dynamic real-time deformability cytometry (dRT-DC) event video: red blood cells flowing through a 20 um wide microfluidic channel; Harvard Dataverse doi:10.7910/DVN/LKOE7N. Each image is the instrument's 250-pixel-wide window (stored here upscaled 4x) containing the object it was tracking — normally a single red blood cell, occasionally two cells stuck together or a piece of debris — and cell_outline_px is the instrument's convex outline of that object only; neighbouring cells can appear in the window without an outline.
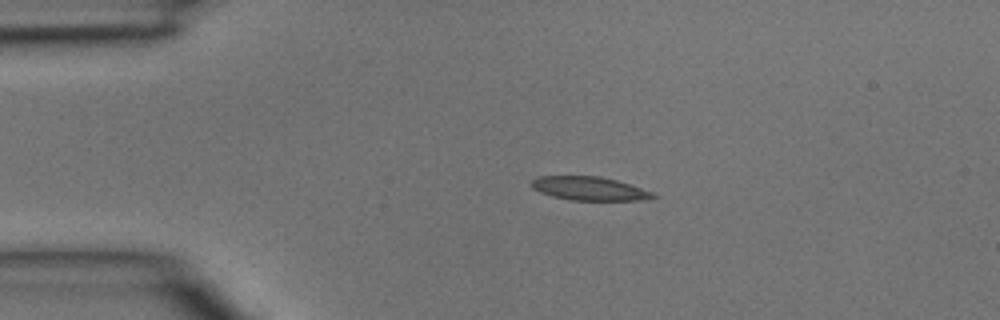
{"species": "common noctule bat (a hibernating species)", "species_latin": "Nyctalus noctula", "temperature_condition": "room temperature", "stored_images_in_passage": 4, "camera_frame_rate_fps": 3000, "um_per_image_px": 0.085, "animal": {"sex": "male", "body_mass_g": 15.6}, "frame": {"image": 1, "passage_image": 3, "time_ms": 0.667, "image_size_px": [1000, 320], "cell_outline_px": [[656, 196], [640, 200], [568, 200], [552, 196], [540, 192], [532, 188], [528, 184], [536, 176], [600, 176], [616, 180], [652, 192]], "centroid_in_image_um": [49.99, 16.02], "position_along_channel_um": 35.0, "area_um2": 16.65}}